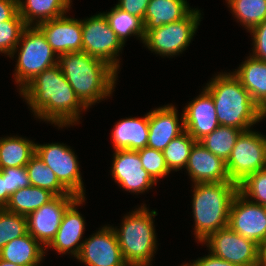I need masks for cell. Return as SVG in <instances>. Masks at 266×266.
I'll list each match as a JSON object with an SVG mask.
<instances>
[{
  "instance_id": "obj_14",
  "label": "cell",
  "mask_w": 266,
  "mask_h": 266,
  "mask_svg": "<svg viewBox=\"0 0 266 266\" xmlns=\"http://www.w3.org/2000/svg\"><path fill=\"white\" fill-rule=\"evenodd\" d=\"M76 259L86 266H128L119 247L114 227L106 225L83 240Z\"/></svg>"
},
{
  "instance_id": "obj_3",
  "label": "cell",
  "mask_w": 266,
  "mask_h": 266,
  "mask_svg": "<svg viewBox=\"0 0 266 266\" xmlns=\"http://www.w3.org/2000/svg\"><path fill=\"white\" fill-rule=\"evenodd\" d=\"M214 77L205 89L213 98L220 125L247 131L266 117L233 73Z\"/></svg>"
},
{
  "instance_id": "obj_27",
  "label": "cell",
  "mask_w": 266,
  "mask_h": 266,
  "mask_svg": "<svg viewBox=\"0 0 266 266\" xmlns=\"http://www.w3.org/2000/svg\"><path fill=\"white\" fill-rule=\"evenodd\" d=\"M55 195L49 190L28 186L14 192L5 207L7 211L27 216L51 201Z\"/></svg>"
},
{
  "instance_id": "obj_44",
  "label": "cell",
  "mask_w": 266,
  "mask_h": 266,
  "mask_svg": "<svg viewBox=\"0 0 266 266\" xmlns=\"http://www.w3.org/2000/svg\"><path fill=\"white\" fill-rule=\"evenodd\" d=\"M0 266H20V265H16V264H13L11 262L0 259Z\"/></svg>"
},
{
  "instance_id": "obj_35",
  "label": "cell",
  "mask_w": 266,
  "mask_h": 266,
  "mask_svg": "<svg viewBox=\"0 0 266 266\" xmlns=\"http://www.w3.org/2000/svg\"><path fill=\"white\" fill-rule=\"evenodd\" d=\"M238 191L246 198L251 197L250 201L266 206V168L249 175L238 185Z\"/></svg>"
},
{
  "instance_id": "obj_7",
  "label": "cell",
  "mask_w": 266,
  "mask_h": 266,
  "mask_svg": "<svg viewBox=\"0 0 266 266\" xmlns=\"http://www.w3.org/2000/svg\"><path fill=\"white\" fill-rule=\"evenodd\" d=\"M200 10H192L185 18L149 30L144 37L145 46L160 56H175L191 43L201 21Z\"/></svg>"
},
{
  "instance_id": "obj_34",
  "label": "cell",
  "mask_w": 266,
  "mask_h": 266,
  "mask_svg": "<svg viewBox=\"0 0 266 266\" xmlns=\"http://www.w3.org/2000/svg\"><path fill=\"white\" fill-rule=\"evenodd\" d=\"M26 24L17 13L12 19L0 23V53L10 56L20 44V37Z\"/></svg>"
},
{
  "instance_id": "obj_45",
  "label": "cell",
  "mask_w": 266,
  "mask_h": 266,
  "mask_svg": "<svg viewBox=\"0 0 266 266\" xmlns=\"http://www.w3.org/2000/svg\"><path fill=\"white\" fill-rule=\"evenodd\" d=\"M181 266H195L194 263H185V264H182Z\"/></svg>"
},
{
  "instance_id": "obj_29",
  "label": "cell",
  "mask_w": 266,
  "mask_h": 266,
  "mask_svg": "<svg viewBox=\"0 0 266 266\" xmlns=\"http://www.w3.org/2000/svg\"><path fill=\"white\" fill-rule=\"evenodd\" d=\"M104 15L109 22L110 28L117 34L123 44H125L128 36L132 35L140 37L139 39L143 42L145 37L144 26L139 17L123 11L116 5Z\"/></svg>"
},
{
  "instance_id": "obj_40",
  "label": "cell",
  "mask_w": 266,
  "mask_h": 266,
  "mask_svg": "<svg viewBox=\"0 0 266 266\" xmlns=\"http://www.w3.org/2000/svg\"><path fill=\"white\" fill-rule=\"evenodd\" d=\"M18 13V0H0V23L12 19Z\"/></svg>"
},
{
  "instance_id": "obj_1",
  "label": "cell",
  "mask_w": 266,
  "mask_h": 266,
  "mask_svg": "<svg viewBox=\"0 0 266 266\" xmlns=\"http://www.w3.org/2000/svg\"><path fill=\"white\" fill-rule=\"evenodd\" d=\"M36 118L61 127L77 124L88 109L76 96L57 64L44 70L21 91Z\"/></svg>"
},
{
  "instance_id": "obj_22",
  "label": "cell",
  "mask_w": 266,
  "mask_h": 266,
  "mask_svg": "<svg viewBox=\"0 0 266 266\" xmlns=\"http://www.w3.org/2000/svg\"><path fill=\"white\" fill-rule=\"evenodd\" d=\"M232 72L266 114V61L251 56Z\"/></svg>"
},
{
  "instance_id": "obj_5",
  "label": "cell",
  "mask_w": 266,
  "mask_h": 266,
  "mask_svg": "<svg viewBox=\"0 0 266 266\" xmlns=\"http://www.w3.org/2000/svg\"><path fill=\"white\" fill-rule=\"evenodd\" d=\"M157 211L141 205L140 208L125 215L122 227L114 228L123 258L128 266H150L157 250L153 217Z\"/></svg>"
},
{
  "instance_id": "obj_9",
  "label": "cell",
  "mask_w": 266,
  "mask_h": 266,
  "mask_svg": "<svg viewBox=\"0 0 266 266\" xmlns=\"http://www.w3.org/2000/svg\"><path fill=\"white\" fill-rule=\"evenodd\" d=\"M82 51L86 54L101 59L114 68L117 72L120 60L117 59L124 44L117 34L110 28L104 13L93 15L81 20Z\"/></svg>"
},
{
  "instance_id": "obj_21",
  "label": "cell",
  "mask_w": 266,
  "mask_h": 266,
  "mask_svg": "<svg viewBox=\"0 0 266 266\" xmlns=\"http://www.w3.org/2000/svg\"><path fill=\"white\" fill-rule=\"evenodd\" d=\"M115 151L135 150L147 147L149 136L148 113L142 118H125L117 122L112 130Z\"/></svg>"
},
{
  "instance_id": "obj_13",
  "label": "cell",
  "mask_w": 266,
  "mask_h": 266,
  "mask_svg": "<svg viewBox=\"0 0 266 266\" xmlns=\"http://www.w3.org/2000/svg\"><path fill=\"white\" fill-rule=\"evenodd\" d=\"M78 198L75 194L55 196L39 209L29 213L27 232L45 248L55 238L67 208Z\"/></svg>"
},
{
  "instance_id": "obj_16",
  "label": "cell",
  "mask_w": 266,
  "mask_h": 266,
  "mask_svg": "<svg viewBox=\"0 0 266 266\" xmlns=\"http://www.w3.org/2000/svg\"><path fill=\"white\" fill-rule=\"evenodd\" d=\"M45 36L57 56L82 51L81 20L65 15L36 26Z\"/></svg>"
},
{
  "instance_id": "obj_38",
  "label": "cell",
  "mask_w": 266,
  "mask_h": 266,
  "mask_svg": "<svg viewBox=\"0 0 266 266\" xmlns=\"http://www.w3.org/2000/svg\"><path fill=\"white\" fill-rule=\"evenodd\" d=\"M253 37V54L258 60L266 61V20L249 30Z\"/></svg>"
},
{
  "instance_id": "obj_33",
  "label": "cell",
  "mask_w": 266,
  "mask_h": 266,
  "mask_svg": "<svg viewBox=\"0 0 266 266\" xmlns=\"http://www.w3.org/2000/svg\"><path fill=\"white\" fill-rule=\"evenodd\" d=\"M27 233V218L24 215L0 209V250L10 241Z\"/></svg>"
},
{
  "instance_id": "obj_10",
  "label": "cell",
  "mask_w": 266,
  "mask_h": 266,
  "mask_svg": "<svg viewBox=\"0 0 266 266\" xmlns=\"http://www.w3.org/2000/svg\"><path fill=\"white\" fill-rule=\"evenodd\" d=\"M36 154L70 193L78 197H85L79 162L70 147L60 143L36 144Z\"/></svg>"
},
{
  "instance_id": "obj_24",
  "label": "cell",
  "mask_w": 266,
  "mask_h": 266,
  "mask_svg": "<svg viewBox=\"0 0 266 266\" xmlns=\"http://www.w3.org/2000/svg\"><path fill=\"white\" fill-rule=\"evenodd\" d=\"M46 248L28 232L8 242L0 250V259L20 266H39Z\"/></svg>"
},
{
  "instance_id": "obj_25",
  "label": "cell",
  "mask_w": 266,
  "mask_h": 266,
  "mask_svg": "<svg viewBox=\"0 0 266 266\" xmlns=\"http://www.w3.org/2000/svg\"><path fill=\"white\" fill-rule=\"evenodd\" d=\"M71 2V0H18V13L26 26H37L68 13Z\"/></svg>"
},
{
  "instance_id": "obj_15",
  "label": "cell",
  "mask_w": 266,
  "mask_h": 266,
  "mask_svg": "<svg viewBox=\"0 0 266 266\" xmlns=\"http://www.w3.org/2000/svg\"><path fill=\"white\" fill-rule=\"evenodd\" d=\"M113 155L111 175L123 189L134 194L142 193L156 184L149 173L144 170L138 151L117 150Z\"/></svg>"
},
{
  "instance_id": "obj_4",
  "label": "cell",
  "mask_w": 266,
  "mask_h": 266,
  "mask_svg": "<svg viewBox=\"0 0 266 266\" xmlns=\"http://www.w3.org/2000/svg\"><path fill=\"white\" fill-rule=\"evenodd\" d=\"M193 192L194 234L203 243L214 232L228 227L230 206L238 185L234 182L197 183Z\"/></svg>"
},
{
  "instance_id": "obj_28",
  "label": "cell",
  "mask_w": 266,
  "mask_h": 266,
  "mask_svg": "<svg viewBox=\"0 0 266 266\" xmlns=\"http://www.w3.org/2000/svg\"><path fill=\"white\" fill-rule=\"evenodd\" d=\"M25 168L32 186L49 190L55 196L72 194L59 182L54 172L46 166L36 153L29 160Z\"/></svg>"
},
{
  "instance_id": "obj_19",
  "label": "cell",
  "mask_w": 266,
  "mask_h": 266,
  "mask_svg": "<svg viewBox=\"0 0 266 266\" xmlns=\"http://www.w3.org/2000/svg\"><path fill=\"white\" fill-rule=\"evenodd\" d=\"M178 110L174 105H165L148 112L149 136L147 147L163 151L184 129L183 113L179 124Z\"/></svg>"
},
{
  "instance_id": "obj_31",
  "label": "cell",
  "mask_w": 266,
  "mask_h": 266,
  "mask_svg": "<svg viewBox=\"0 0 266 266\" xmlns=\"http://www.w3.org/2000/svg\"><path fill=\"white\" fill-rule=\"evenodd\" d=\"M235 18L249 31L266 20V0H226Z\"/></svg>"
},
{
  "instance_id": "obj_26",
  "label": "cell",
  "mask_w": 266,
  "mask_h": 266,
  "mask_svg": "<svg viewBox=\"0 0 266 266\" xmlns=\"http://www.w3.org/2000/svg\"><path fill=\"white\" fill-rule=\"evenodd\" d=\"M36 153L33 141L9 136L0 139V170L3 168L24 167Z\"/></svg>"
},
{
  "instance_id": "obj_42",
  "label": "cell",
  "mask_w": 266,
  "mask_h": 266,
  "mask_svg": "<svg viewBox=\"0 0 266 266\" xmlns=\"http://www.w3.org/2000/svg\"><path fill=\"white\" fill-rule=\"evenodd\" d=\"M10 195L6 192V184L3 175L0 173V209L6 207Z\"/></svg>"
},
{
  "instance_id": "obj_23",
  "label": "cell",
  "mask_w": 266,
  "mask_h": 266,
  "mask_svg": "<svg viewBox=\"0 0 266 266\" xmlns=\"http://www.w3.org/2000/svg\"><path fill=\"white\" fill-rule=\"evenodd\" d=\"M192 10L187 0H150L142 21L144 33L162 25L177 22Z\"/></svg>"
},
{
  "instance_id": "obj_2",
  "label": "cell",
  "mask_w": 266,
  "mask_h": 266,
  "mask_svg": "<svg viewBox=\"0 0 266 266\" xmlns=\"http://www.w3.org/2000/svg\"><path fill=\"white\" fill-rule=\"evenodd\" d=\"M58 65L76 96L87 107L110 97L117 71L101 59L85 52H69L59 56Z\"/></svg>"
},
{
  "instance_id": "obj_6",
  "label": "cell",
  "mask_w": 266,
  "mask_h": 266,
  "mask_svg": "<svg viewBox=\"0 0 266 266\" xmlns=\"http://www.w3.org/2000/svg\"><path fill=\"white\" fill-rule=\"evenodd\" d=\"M19 42L21 48L17 46L9 57L18 52L14 77L21 91L41 72L57 65L59 57L36 26H27Z\"/></svg>"
},
{
  "instance_id": "obj_41",
  "label": "cell",
  "mask_w": 266,
  "mask_h": 266,
  "mask_svg": "<svg viewBox=\"0 0 266 266\" xmlns=\"http://www.w3.org/2000/svg\"><path fill=\"white\" fill-rule=\"evenodd\" d=\"M195 266H238L228 261L215 257L211 253L193 261Z\"/></svg>"
},
{
  "instance_id": "obj_39",
  "label": "cell",
  "mask_w": 266,
  "mask_h": 266,
  "mask_svg": "<svg viewBox=\"0 0 266 266\" xmlns=\"http://www.w3.org/2000/svg\"><path fill=\"white\" fill-rule=\"evenodd\" d=\"M149 2L150 0H119L116 6L143 21Z\"/></svg>"
},
{
  "instance_id": "obj_11",
  "label": "cell",
  "mask_w": 266,
  "mask_h": 266,
  "mask_svg": "<svg viewBox=\"0 0 266 266\" xmlns=\"http://www.w3.org/2000/svg\"><path fill=\"white\" fill-rule=\"evenodd\" d=\"M204 242L215 257L238 266H258L259 245L229 227L214 232Z\"/></svg>"
},
{
  "instance_id": "obj_43",
  "label": "cell",
  "mask_w": 266,
  "mask_h": 266,
  "mask_svg": "<svg viewBox=\"0 0 266 266\" xmlns=\"http://www.w3.org/2000/svg\"><path fill=\"white\" fill-rule=\"evenodd\" d=\"M258 266H266V240L259 245V263Z\"/></svg>"
},
{
  "instance_id": "obj_12",
  "label": "cell",
  "mask_w": 266,
  "mask_h": 266,
  "mask_svg": "<svg viewBox=\"0 0 266 266\" xmlns=\"http://www.w3.org/2000/svg\"><path fill=\"white\" fill-rule=\"evenodd\" d=\"M228 227L260 245L266 240V206L250 201L238 191L230 206Z\"/></svg>"
},
{
  "instance_id": "obj_37",
  "label": "cell",
  "mask_w": 266,
  "mask_h": 266,
  "mask_svg": "<svg viewBox=\"0 0 266 266\" xmlns=\"http://www.w3.org/2000/svg\"><path fill=\"white\" fill-rule=\"evenodd\" d=\"M6 184V192L11 196L20 188L30 186L27 170L24 167L3 168L0 170Z\"/></svg>"
},
{
  "instance_id": "obj_30",
  "label": "cell",
  "mask_w": 266,
  "mask_h": 266,
  "mask_svg": "<svg viewBox=\"0 0 266 266\" xmlns=\"http://www.w3.org/2000/svg\"><path fill=\"white\" fill-rule=\"evenodd\" d=\"M242 132V130L234 127L220 125L199 142L211 153L222 158L226 162Z\"/></svg>"
},
{
  "instance_id": "obj_36",
  "label": "cell",
  "mask_w": 266,
  "mask_h": 266,
  "mask_svg": "<svg viewBox=\"0 0 266 266\" xmlns=\"http://www.w3.org/2000/svg\"><path fill=\"white\" fill-rule=\"evenodd\" d=\"M138 154L144 170L149 173L156 183L159 178H163L170 173L162 151L144 147L138 150Z\"/></svg>"
},
{
  "instance_id": "obj_8",
  "label": "cell",
  "mask_w": 266,
  "mask_h": 266,
  "mask_svg": "<svg viewBox=\"0 0 266 266\" xmlns=\"http://www.w3.org/2000/svg\"><path fill=\"white\" fill-rule=\"evenodd\" d=\"M231 182L239 185L249 175L266 168V136L250 130L243 131L226 161Z\"/></svg>"
},
{
  "instance_id": "obj_32",
  "label": "cell",
  "mask_w": 266,
  "mask_h": 266,
  "mask_svg": "<svg viewBox=\"0 0 266 266\" xmlns=\"http://www.w3.org/2000/svg\"><path fill=\"white\" fill-rule=\"evenodd\" d=\"M196 141L184 131L174 138L162 151L169 171H179L185 168L188 162L191 148Z\"/></svg>"
},
{
  "instance_id": "obj_17",
  "label": "cell",
  "mask_w": 266,
  "mask_h": 266,
  "mask_svg": "<svg viewBox=\"0 0 266 266\" xmlns=\"http://www.w3.org/2000/svg\"><path fill=\"white\" fill-rule=\"evenodd\" d=\"M203 89L183 111L184 129L195 141H200L220 126L213 98L205 88Z\"/></svg>"
},
{
  "instance_id": "obj_18",
  "label": "cell",
  "mask_w": 266,
  "mask_h": 266,
  "mask_svg": "<svg viewBox=\"0 0 266 266\" xmlns=\"http://www.w3.org/2000/svg\"><path fill=\"white\" fill-rule=\"evenodd\" d=\"M185 168L194 184L231 182L226 162L211 153L199 141L191 148Z\"/></svg>"
},
{
  "instance_id": "obj_20",
  "label": "cell",
  "mask_w": 266,
  "mask_h": 266,
  "mask_svg": "<svg viewBox=\"0 0 266 266\" xmlns=\"http://www.w3.org/2000/svg\"><path fill=\"white\" fill-rule=\"evenodd\" d=\"M84 201L85 197H78L67 208L55 238L46 249L53 248L59 254L71 253L75 258L78 256L83 243V240L82 242L80 240L85 231L86 222L76 208Z\"/></svg>"
}]
</instances>
